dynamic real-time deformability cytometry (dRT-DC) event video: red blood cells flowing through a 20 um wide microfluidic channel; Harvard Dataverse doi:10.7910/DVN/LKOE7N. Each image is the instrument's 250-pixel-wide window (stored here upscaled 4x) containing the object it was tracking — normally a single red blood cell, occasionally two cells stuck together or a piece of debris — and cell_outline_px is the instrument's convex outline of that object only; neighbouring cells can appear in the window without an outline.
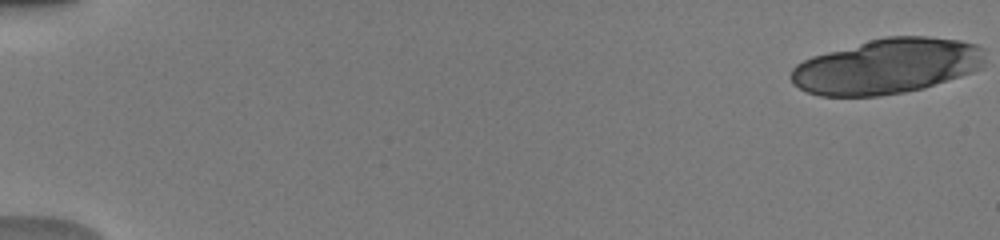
{"species": "human", "species_latin": "Homo sapiens", "temperature_condition": "warm", "stored_images_in_passage": 23, "camera_frame_rate_fps": 3000, "um_per_image_px": 0.085, "donor": {"sex": "male"}, "frame": {"image": 1, "passage_image": 1, "time_ms": 0.0, "image_size_px": [1000, 240], "cell_outline_px": [[984, 68], [924, 88], [904, 92], [880, 96], [820, 96], [808, 92], [792, 84], [792, 68], [796, 64], [812, 56], [884, 36], [928, 36], [960, 40], [976, 44], [984, 48]], "centroid_in_image_um": [75.43, 5.63], "position_along_channel_um": 9.6, "area_um2": 62.54}}